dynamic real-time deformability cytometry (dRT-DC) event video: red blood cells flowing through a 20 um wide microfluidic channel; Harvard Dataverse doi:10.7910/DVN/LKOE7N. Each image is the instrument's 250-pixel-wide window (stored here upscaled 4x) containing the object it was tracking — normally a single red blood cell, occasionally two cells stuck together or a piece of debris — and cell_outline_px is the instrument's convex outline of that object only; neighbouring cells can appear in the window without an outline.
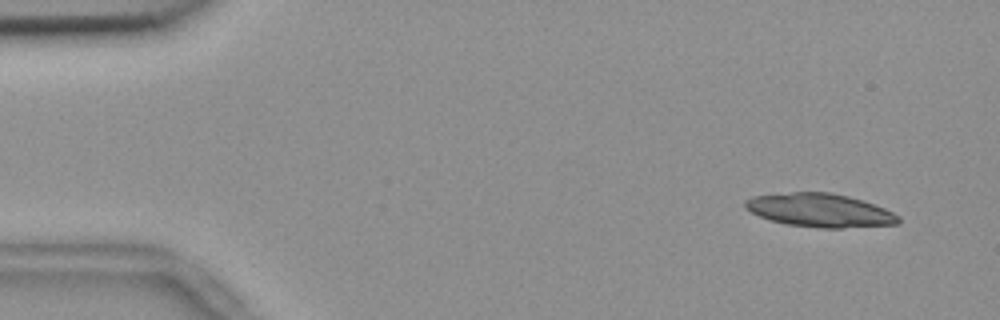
{"species": "common noctule bat (a hibernating species)", "species_latin": "Nyctalus noctula", "temperature_condition": "room temperature", "stored_images_in_passage": 16, "camera_frame_rate_fps": 3000, "um_per_image_px": 0.085, "animal": {"sex": "female", "body_mass_g": 18.4}, "frame": {"image": 1, "passage_image": 3, "time_ms": 0.667, "image_size_px": [1000, 320], "cell_outline_px": [[900, 224], [840, 228], [824, 228], [788, 224], [772, 220], [760, 216], [744, 208], [744, 200], [752, 196], [792, 192], [832, 192], [848, 196], [884, 208], [900, 216]], "centroid_in_image_um": [69.69, 17.87], "position_along_channel_um": 15.3, "area_um2": 29.71}}